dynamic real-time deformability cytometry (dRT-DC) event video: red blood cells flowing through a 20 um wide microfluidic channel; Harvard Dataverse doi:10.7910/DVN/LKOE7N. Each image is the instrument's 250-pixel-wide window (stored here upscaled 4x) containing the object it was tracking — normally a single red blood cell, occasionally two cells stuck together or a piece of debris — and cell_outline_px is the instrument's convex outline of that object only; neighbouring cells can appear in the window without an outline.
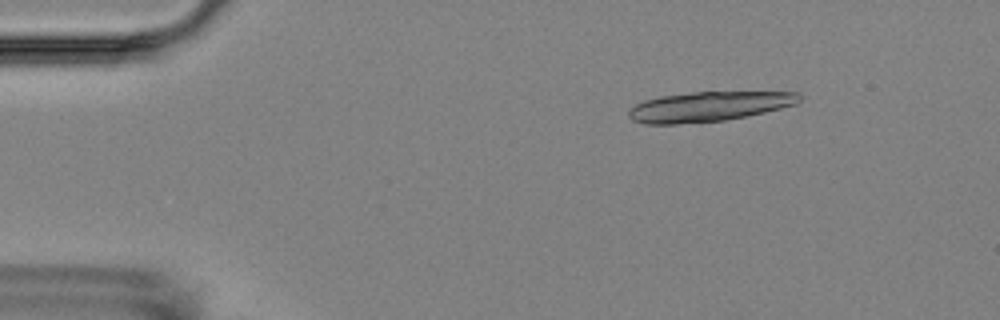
{"species": "Egyptian fruit bat (a non-hibernating species)", "species_latin": "Rousettus aegyptiacus", "temperature_condition": "room temperature", "stored_images_in_passage": 7, "camera_frame_rate_fps": 3000, "um_per_image_px": 0.085, "animal": {"sex": "female"}, "frame": {"image": 1, "passage_image": 3, "time_ms": 2.333, "image_size_px": [1000, 320], "cell_outline_px": [[800, 100], [796, 104], [764, 112], [724, 120], [676, 124], [644, 124], [632, 120], [628, 116], [628, 112], [636, 104], [644, 100], [660, 96], [692, 92], [796, 92], [800, 96]], "centroid_in_image_um": [60.2, 9.05], "position_along_channel_um": 24.8, "area_um2": 29.36}}